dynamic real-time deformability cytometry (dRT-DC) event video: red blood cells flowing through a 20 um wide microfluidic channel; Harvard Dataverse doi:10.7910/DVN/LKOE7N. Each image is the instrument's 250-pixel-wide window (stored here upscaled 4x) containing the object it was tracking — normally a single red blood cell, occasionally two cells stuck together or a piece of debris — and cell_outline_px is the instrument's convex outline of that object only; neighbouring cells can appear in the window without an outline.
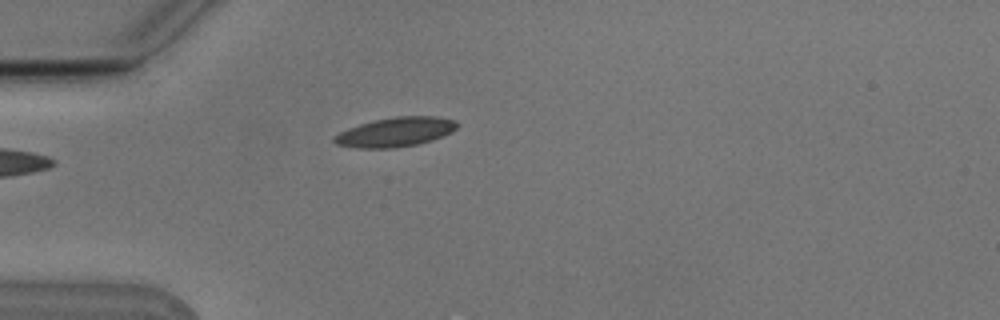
{"species": "Egyptian fruit bat (a non-hibernating species)", "species_latin": "Rousettus aegyptiacus", "temperature_condition": "cold", "stored_images_in_passage": 3, "camera_frame_rate_fps": 3000, "um_per_image_px": 0.085, "animal": {"sex": "male"}, "frame": {"image": 1, "passage_image": 3, "time_ms": 0.667, "image_size_px": [1000, 320], "cell_outline_px": [[460, 124], [452, 132], [432, 140], [416, 144], [396, 148], [356, 148], [336, 144], [332, 140], [332, 136], [348, 128], [360, 124], [376, 120], [396, 116], [436, 116], [456, 120]], "centroid_in_image_um": [33.62, 11.22], "position_along_channel_um": 51.4, "area_um2": 21.1}}